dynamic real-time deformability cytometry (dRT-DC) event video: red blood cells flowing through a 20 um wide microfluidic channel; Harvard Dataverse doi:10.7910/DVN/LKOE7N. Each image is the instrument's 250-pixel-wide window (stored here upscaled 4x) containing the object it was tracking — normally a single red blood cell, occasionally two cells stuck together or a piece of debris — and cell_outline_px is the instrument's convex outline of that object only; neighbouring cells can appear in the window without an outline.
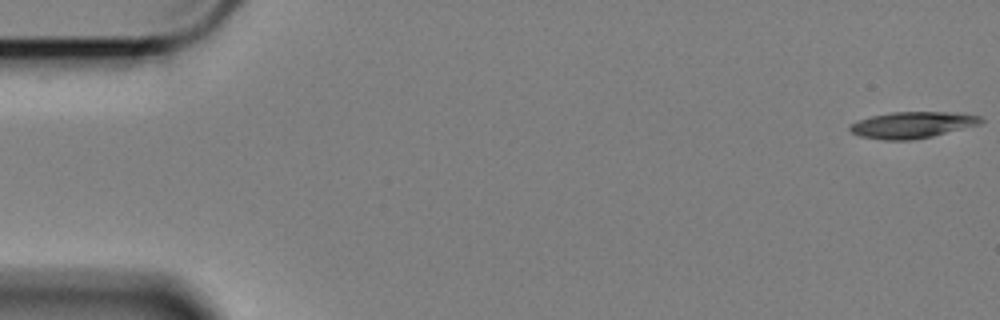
{"species": "Egyptian fruit bat (a non-hibernating species)", "species_latin": "Rousettus aegyptiacus", "temperature_condition": "cold", "stored_images_in_passage": 58, "camera_frame_rate_fps": 3000, "um_per_image_px": 0.085, "animal": {"sex": "female"}, "frame": {"image": 1, "passage_image": 1, "time_ms": 0.0, "image_size_px": [1000, 320], "cell_outline_px": [[984, 120], [980, 124], [932, 136], [912, 140], [880, 140], [860, 136], [852, 132], [848, 128], [848, 124], [872, 116], [892, 112], [964, 112], [980, 116]], "centroid_in_image_um": [77.56, 10.61], "position_along_channel_um": 7.4, "area_um2": 20.23}}
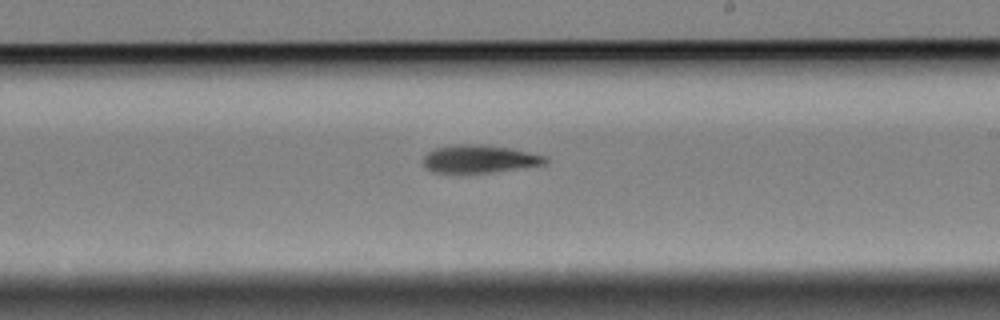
{"frame": {"image": 2, "passage_image": 34, "time_ms": 11.0, "image_size_px": [1000, 320], "cell_outline_px": [[548, 160], [544, 164], [492, 172], [464, 176], [432, 172], [424, 168], [424, 156], [428, 152], [436, 148], [456, 144], [480, 144], [508, 148], [548, 156]], "centroid_in_image_um": [40.67, 13.55], "position_along_channel_um": 248.3, "area_um2": 20.4}}
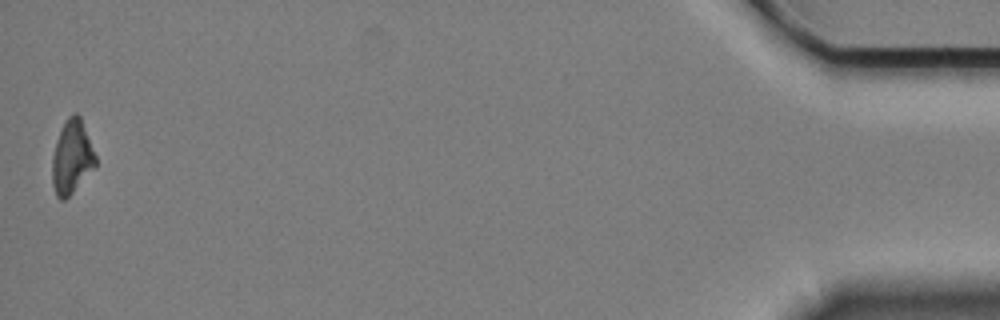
{"frame": {"image": 3, "passage_image": 58, "time_ms": 19.0, "image_size_px": [1000, 320], "cell_outline_px": [[96, 168], [64, 200], [60, 200], [56, 196], [52, 184], [52, 156], [56, 140], [68, 116], [72, 112], [76, 112], [80, 116], [96, 156]], "centroid_in_image_um": [6.11, 13.37], "position_along_channel_um": 429.1, "area_um2": 18.61}, "authors_computed_cell_mechanics": {"area_um2": 19.9988, "velocity_mm_per_s": 3.4083, "shape_relaxation_time_tau1_ms": 6.9809, "shape_relaxation_time_tau2_ms": 5.1324, "deformation_change_tau1": 0.1816, "deformation_change_tau2": 0.1464}}